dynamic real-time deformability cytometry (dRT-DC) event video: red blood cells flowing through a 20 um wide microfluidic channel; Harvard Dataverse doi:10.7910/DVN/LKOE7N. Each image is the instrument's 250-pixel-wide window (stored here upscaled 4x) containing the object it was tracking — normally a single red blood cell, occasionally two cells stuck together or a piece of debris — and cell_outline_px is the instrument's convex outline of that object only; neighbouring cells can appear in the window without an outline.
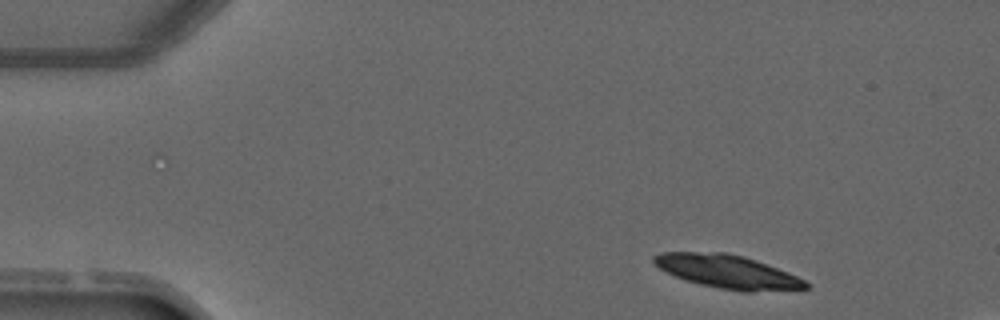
{"species": "common noctule bat (a hibernating species)", "species_latin": "Nyctalus noctula", "temperature_condition": "warm", "stored_images_in_passage": 3, "segment_of_instrument_passage": [1, 2], "camera_frame_rate_fps": 3000, "um_per_image_px": 0.085, "animal": {"sex": "male", "forearm_length_mm": 52.5}, "frame": {"image": 1, "passage_image": 1, "time_ms": 0.0, "image_size_px": [1000, 320], "cell_outline_px": [[812, 288], [752, 292], [740, 292], [700, 284], [676, 276], [660, 268], [652, 260], [652, 256], [660, 252], [724, 252], [744, 256], [756, 260], [788, 272], [812, 284]], "centroid_in_image_um": [61.89, 23.09], "position_along_channel_um": 23.1, "area_um2": 29.54}}